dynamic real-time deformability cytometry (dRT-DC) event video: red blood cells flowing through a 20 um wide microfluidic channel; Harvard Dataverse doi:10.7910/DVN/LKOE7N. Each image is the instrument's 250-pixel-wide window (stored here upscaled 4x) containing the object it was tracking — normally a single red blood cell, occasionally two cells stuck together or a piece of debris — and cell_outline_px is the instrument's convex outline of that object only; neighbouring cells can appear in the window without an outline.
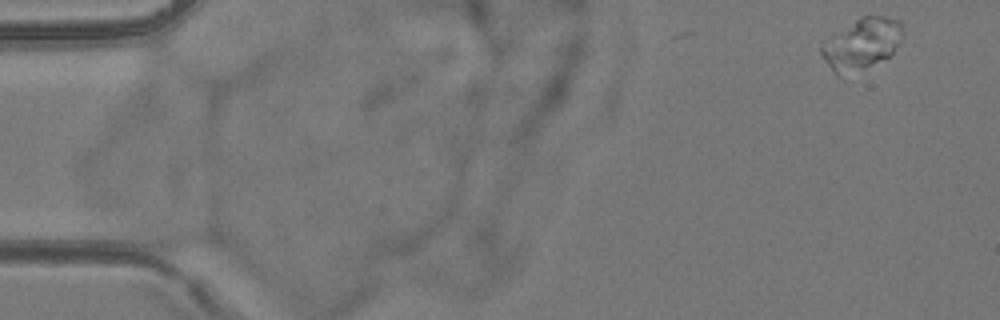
{"species": "common noctule bat (a hibernating species)", "species_latin": "Nyctalus noctula", "temperature_condition": "room temperature", "stored_images_in_passage": 3, "camera_frame_rate_fps": 3000, "um_per_image_px": 0.085, "animal": {"sex": "female", "body_mass_g": 24.6, "forearm_length_mm": 56.2}, "frame": {"image": 1, "passage_image": 3, "time_ms": 0.667, "image_size_px": [1000, 320], "cell_outline_px": [[904, 36], [892, 52], [888, 56], [860, 68], [836, 76], [820, 52], [820, 44], [836, 32], [860, 16], [884, 16], [900, 20]], "centroid_in_image_um": [73.24, 3.67], "position_along_channel_um": 11.8, "area_um2": 23.58}}